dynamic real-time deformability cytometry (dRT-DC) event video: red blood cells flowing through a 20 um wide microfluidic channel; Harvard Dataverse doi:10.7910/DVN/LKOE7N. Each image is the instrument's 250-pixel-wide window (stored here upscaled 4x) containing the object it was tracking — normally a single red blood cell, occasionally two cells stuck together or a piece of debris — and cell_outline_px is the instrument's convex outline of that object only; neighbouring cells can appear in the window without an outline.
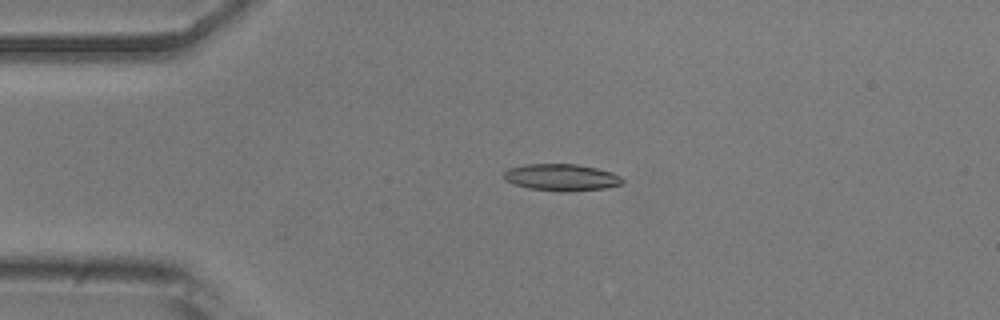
{"species": "common noctule bat (a hibernating species)", "species_latin": "Nyctalus noctula", "temperature_condition": "room temperature", "stored_images_in_passage": 51, "camera_frame_rate_fps": 3000, "um_per_image_px": 0.085, "animal": {"sex": "male", "body_mass_g": 20.5, "forearm_length_mm": 52.5}, "frame": {"image": 1, "passage_image": 11, "time_ms": 3.333, "image_size_px": [1000, 320], "cell_outline_px": [[624, 184], [608, 188], [528, 188], [504, 180], [504, 172], [508, 168], [524, 164], [576, 164], [596, 168], [612, 172], [620, 176], [624, 180]], "centroid_in_image_um": [47.73, 15.01], "position_along_channel_um": 37.3, "area_um2": 17.51}}
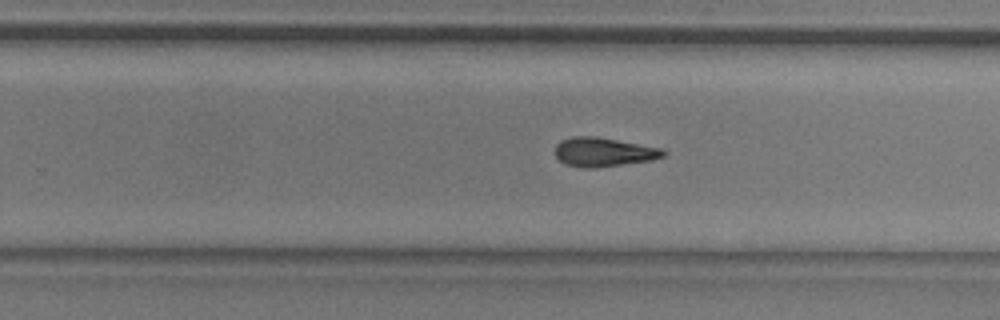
{"frame": {"image": 2, "passage_image": 32, "time_ms": 10.333, "image_size_px": [1000, 320], "cell_outline_px": [[668, 152], [664, 156], [652, 160], [592, 168], [580, 168], [564, 164], [556, 156], [556, 144], [560, 140], [572, 136], [596, 136], [664, 148]], "centroid_in_image_um": [51.32, 12.91], "position_along_channel_um": 278.5, "area_um2": 18.5}}
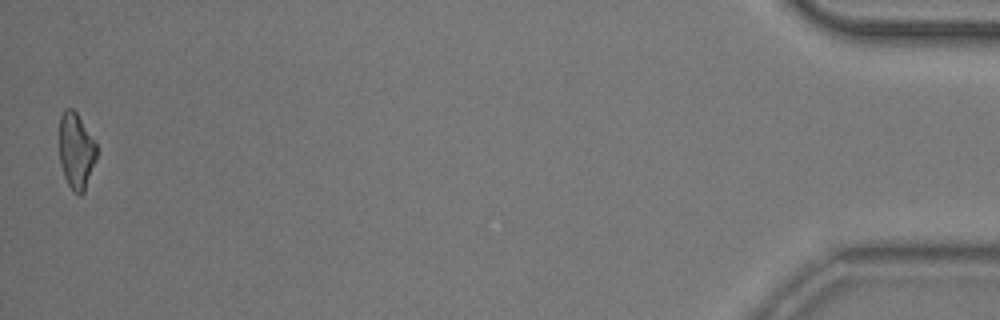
{"frame": {"image": 3, "passage_image": 51, "time_ms": 16.667, "image_size_px": [1000, 320], "cell_outline_px": [[96, 160], [84, 192], [80, 196], [72, 192], [64, 176], [60, 164], [60, 116], [64, 108], [72, 108], [76, 112], [96, 144]], "centroid_in_image_um": [6.46, 12.86], "position_along_channel_um": 428.7, "area_um2": 16.47}, "authors_computed_cell_mechanics": {"area_um2": 18.0914, "velocity_mm_per_s": 3.8739, "shape_relaxation_time_tau1_ms": 6.0668, "shape_relaxation_time_tau2_ms": 6.6904, "deformation_change_tau1": 0.1721, "deformation_change_tau2": 0.1781}}